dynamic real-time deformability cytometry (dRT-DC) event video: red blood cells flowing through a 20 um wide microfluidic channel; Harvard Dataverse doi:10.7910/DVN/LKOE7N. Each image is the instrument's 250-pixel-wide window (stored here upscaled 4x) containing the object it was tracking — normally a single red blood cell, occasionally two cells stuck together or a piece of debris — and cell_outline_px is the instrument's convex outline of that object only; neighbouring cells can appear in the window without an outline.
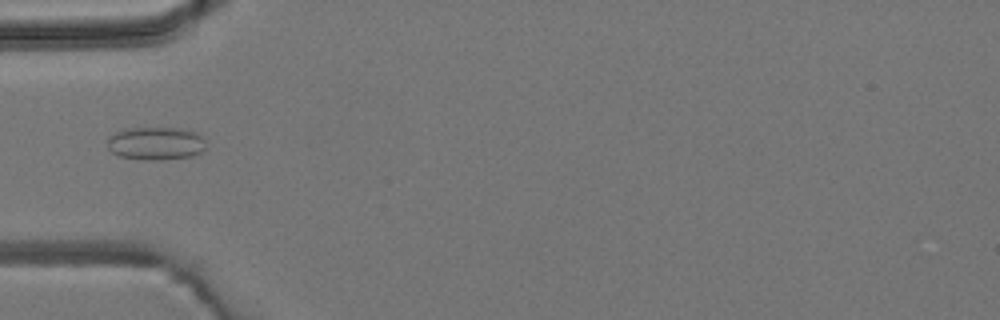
{"species": "common noctule bat (a hibernating species)", "species_latin": "Nyctalus noctula", "temperature_condition": "room temperature", "stored_images_in_passage": 4, "camera_frame_rate_fps": 3000, "um_per_image_px": 0.085, "animal": {"sex": "male", "body_mass_g": 19.2, "forearm_length_mm": 51.8}, "frame": {"image": 1, "passage_image": 4, "time_ms": 4.333, "image_size_px": [1000, 320], "cell_outline_px": [[204, 148], [200, 152], [192, 156], [160, 160], [156, 160], [120, 156], [112, 152], [108, 148], [108, 136], [124, 128], [180, 128], [196, 132], [204, 140]], "centroid_in_image_um": [13.22, 12.17], "position_along_channel_um": 71.8, "area_um2": 18.79}}